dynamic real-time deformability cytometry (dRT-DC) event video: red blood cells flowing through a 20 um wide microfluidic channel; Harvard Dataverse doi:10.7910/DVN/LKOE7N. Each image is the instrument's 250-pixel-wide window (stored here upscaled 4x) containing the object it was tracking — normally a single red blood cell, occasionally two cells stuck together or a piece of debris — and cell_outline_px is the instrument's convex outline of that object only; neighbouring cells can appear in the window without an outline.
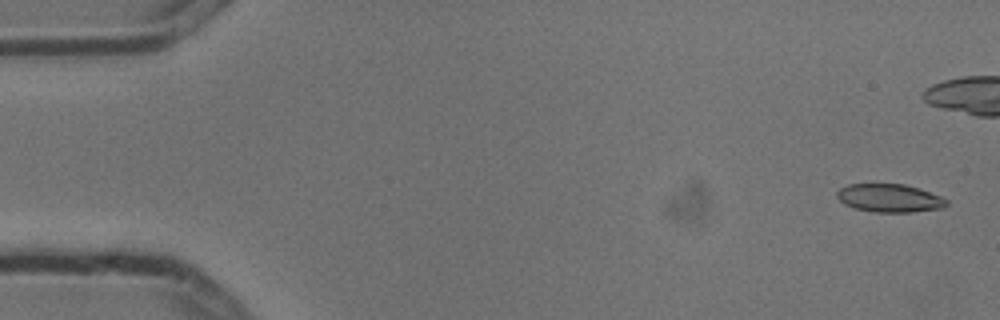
{"species": "common noctule bat (a hibernating species)", "species_latin": "Nyctalus noctula", "temperature_condition": "cold", "stored_images_in_passage": 6, "camera_frame_rate_fps": 3000, "um_per_image_px": 0.085, "animal": {"sex": "male", "body_mass_g": 13.3}, "frame": {"image": 1, "passage_image": 1, "time_ms": 0.0, "image_size_px": [1000, 320], "cell_outline_px": [[948, 204], [944, 208], [912, 212], [876, 212], [856, 208], [844, 204], [836, 196], [836, 192], [840, 188], [848, 184], [904, 184], [920, 188], [940, 196], [948, 200]], "centroid_in_image_um": [75.63, 16.83], "position_along_channel_um": 9.4, "area_um2": 18.03}}